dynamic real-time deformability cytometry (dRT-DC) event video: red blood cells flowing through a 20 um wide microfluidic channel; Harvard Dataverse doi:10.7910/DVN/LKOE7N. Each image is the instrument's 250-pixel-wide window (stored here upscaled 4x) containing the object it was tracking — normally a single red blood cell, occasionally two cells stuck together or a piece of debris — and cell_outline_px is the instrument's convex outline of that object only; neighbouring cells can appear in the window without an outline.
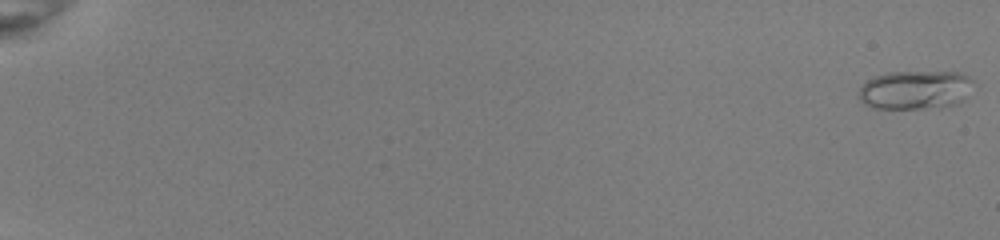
{"species": "common noctule bat (a hibernating species)", "species_latin": "Nyctalus noctula", "temperature_condition": "room temperature", "stored_images_in_passage": 53, "camera_frame_rate_fps": 3000, "um_per_image_px": 0.085, "animal": {"sex": "female", "body_mass_g": 22.0, "forearm_length_mm": 56.7}, "frame": {"image": 1, "passage_image": 1, "time_ms": 0.0, "image_size_px": [1000, 240], "cell_outline_px": [[972, 80], [968, 96], [964, 100], [956, 104], [940, 108], [872, 108], [864, 104], [860, 100], [860, 88], [872, 76], [888, 72], [960, 72], [968, 76]], "centroid_in_image_um": [77.81, 7.64], "position_along_channel_um": 7.2, "area_um2": 26.01}}
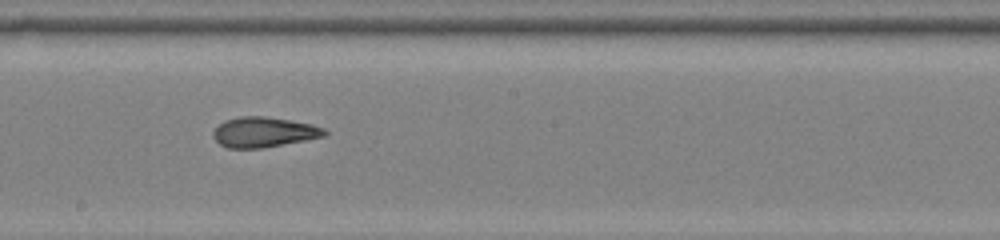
{"frame": {"image": 2, "passage_image": 33, "time_ms": 10.667, "image_size_px": [1000, 240], "cell_outline_px": [[328, 132], [324, 136], [304, 140], [260, 148], [228, 148], [220, 144], [212, 136], [212, 132], [224, 120], [240, 116], [264, 116], [312, 124], [324, 128]], "centroid_in_image_um": [22.4, 11.22], "position_along_channel_um": 225.8, "area_um2": 19.36}}
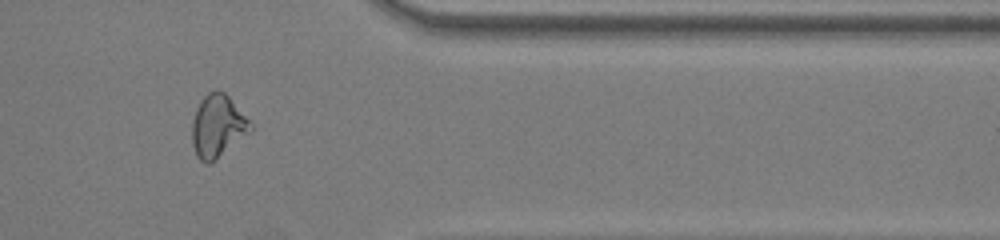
{"frame": {"image": 3, "passage_image": 46, "time_ms": 15.0, "image_size_px": [1000, 240], "cell_outline_px": [[252, 128], [248, 132], [216, 160], [208, 164], [204, 164], [196, 156], [192, 144], [192, 120], [196, 108], [200, 100], [208, 92], [224, 92], [228, 96], [252, 124]], "centroid_in_image_um": [18.45, 10.75], "position_along_channel_um": 393.0, "area_um2": 20.92}, "authors_computed_cell_mechanics": {"area_um2": 20.519, "velocity_mm_per_s": 4.0305, "shape_relaxation_time_tau1_ms": null, "shape_relaxation_time_tau2_ms": 1.5791, "deformation_change_tau1": null, "deformation_change_tau2": 0.094}}